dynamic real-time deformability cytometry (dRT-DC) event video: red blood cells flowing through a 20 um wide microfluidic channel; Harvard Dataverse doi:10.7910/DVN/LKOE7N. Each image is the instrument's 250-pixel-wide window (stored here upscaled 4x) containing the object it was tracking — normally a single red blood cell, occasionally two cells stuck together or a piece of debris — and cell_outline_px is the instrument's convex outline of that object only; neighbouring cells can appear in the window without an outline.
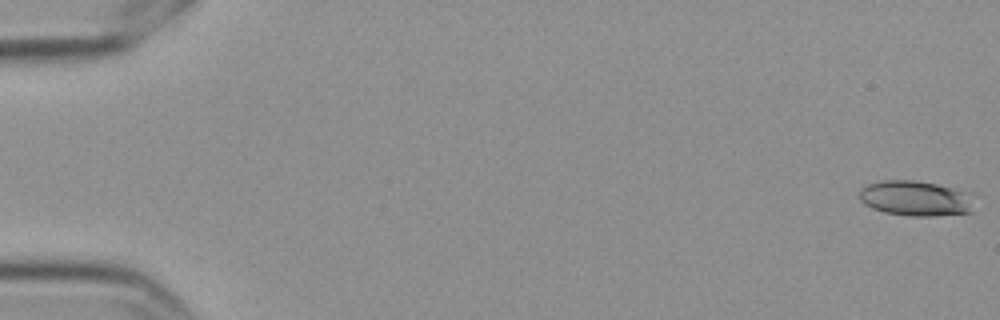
{"species": "Egyptian fruit bat (a non-hibernating species)", "species_latin": "Rousettus aegyptiacus", "temperature_condition": "cold", "stored_images_in_passage": 6, "segment_of_instrument_passage": [1, 2], "camera_frame_rate_fps": 3000, "um_per_image_px": 0.085, "frame": {"image": 1, "passage_image": 1, "time_ms": 0.0, "image_size_px": [1000, 320], "cell_outline_px": [[972, 212], [936, 216], [908, 216], [884, 212], [872, 208], [864, 204], [860, 200], [860, 188], [868, 184], [880, 180], [916, 180], [936, 184], [972, 192]], "centroid_in_image_um": [77.83, 16.86], "position_along_channel_um": 7.2, "area_um2": 23.87}}
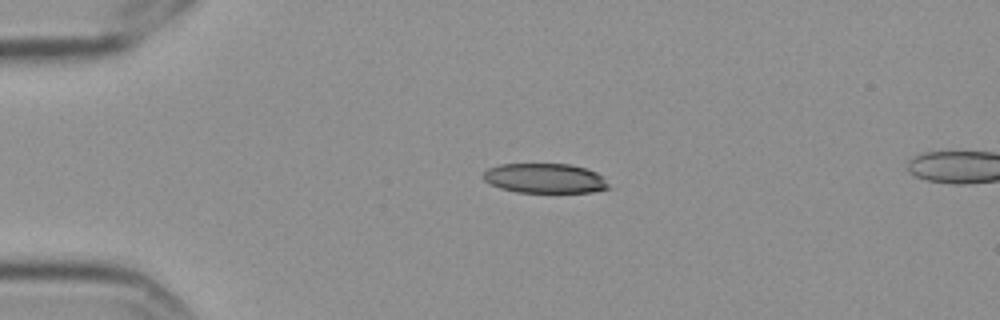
{"frame": {"image": 2, "passage_image": 4, "time_ms": 1.0, "image_size_px": [1000, 320], "cell_outline_px": [[612, 188], [592, 192], [556, 196], [516, 192], [500, 188], [484, 180], [480, 176], [488, 168], [500, 164], [572, 164], [596, 172]], "centroid_in_image_um": [46.33, 15.22], "position_along_channel_um": 38.7, "area_um2": 22.77}}